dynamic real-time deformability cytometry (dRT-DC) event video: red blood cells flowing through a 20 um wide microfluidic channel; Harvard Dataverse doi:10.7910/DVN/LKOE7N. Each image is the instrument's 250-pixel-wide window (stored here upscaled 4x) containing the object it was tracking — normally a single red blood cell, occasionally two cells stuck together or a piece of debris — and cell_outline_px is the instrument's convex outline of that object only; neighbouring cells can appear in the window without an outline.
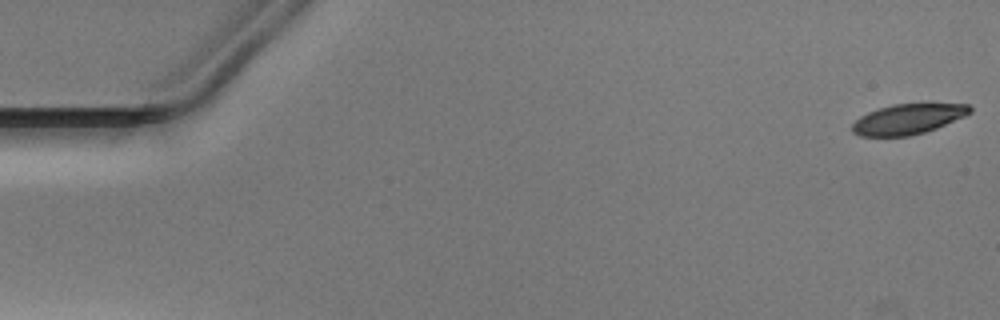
{"species": "Egyptian fruit bat (a non-hibernating species)", "species_latin": "Rousettus aegyptiacus", "temperature_condition": "warm", "stored_images_in_passage": 53, "segment_of_instrument_passage": [1, 2], "camera_frame_rate_fps": 3000, "um_per_image_px": 0.085, "animal": {"sex": "male"}, "frame": {"image": 1, "passage_image": 1, "time_ms": 0.0, "image_size_px": [1000, 320], "cell_outline_px": [[972, 112], [964, 116], [936, 128], [924, 132], [908, 136], [860, 136], [852, 132], [852, 124], [860, 116], [868, 112], [892, 104], [968, 104], [972, 108]], "centroid_in_image_um": [77.16, 10.12], "position_along_channel_um": 7.8, "area_um2": 20.52}}
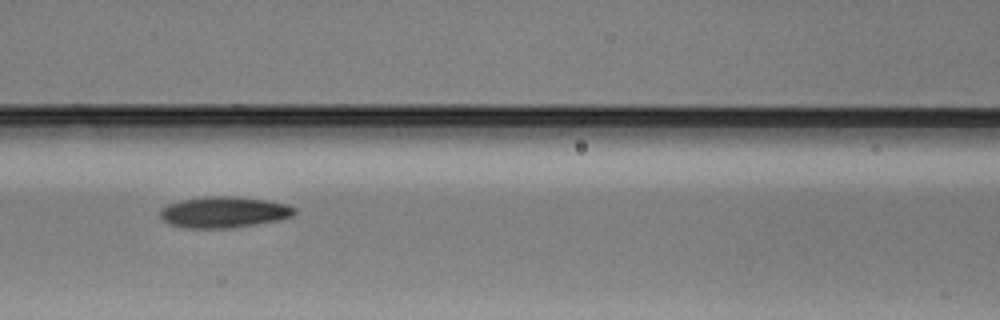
{"frame": {"image": 2, "passage_image": 23, "time_ms": 7.333, "image_size_px": [1000, 320], "cell_outline_px": [[296, 212], [292, 216], [280, 220], [232, 228], [184, 228], [172, 224], [164, 220], [160, 216], [160, 208], [168, 204], [180, 200], [204, 196], [236, 196], [268, 200], [288, 204], [296, 208]], "centroid_in_image_um": [19.06, 18.02], "position_along_channel_um": 147.5, "area_um2": 24.62}}
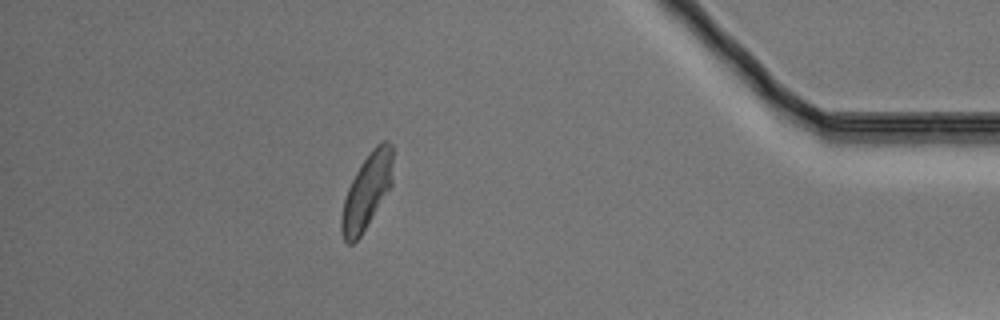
{"frame": {"image": 3, "passage_image": 46, "time_ms": 15.0, "image_size_px": [1000, 320], "cell_outline_px": [[392, 184], [360, 236], [352, 244], [348, 244], [344, 240], [340, 228], [340, 220], [344, 200], [348, 188], [360, 164], [372, 148], [376, 144], [384, 140], [388, 140], [392, 144]], "centroid_in_image_um": [31.17, 16.23], "position_along_channel_um": 404.0, "area_um2": 22.2}}